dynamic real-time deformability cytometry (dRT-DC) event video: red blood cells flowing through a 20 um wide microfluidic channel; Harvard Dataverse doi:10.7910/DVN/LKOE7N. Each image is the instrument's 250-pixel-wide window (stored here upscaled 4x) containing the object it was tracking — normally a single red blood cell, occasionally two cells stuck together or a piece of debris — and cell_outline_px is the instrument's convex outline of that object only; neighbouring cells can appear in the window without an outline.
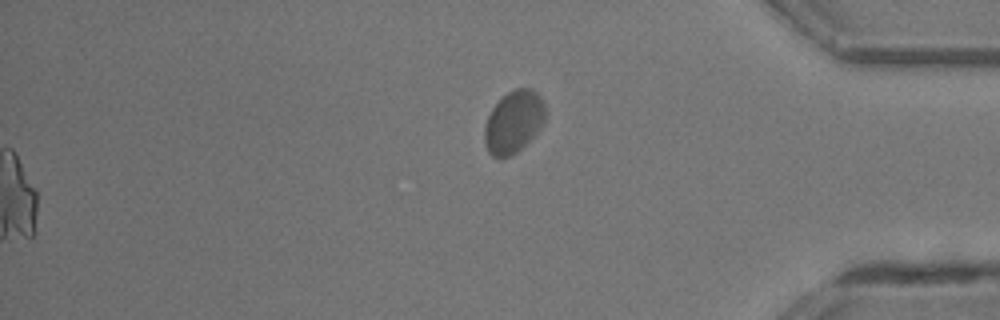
{"species": "common noctule bat (a hibernating species)", "species_latin": "Nyctalus noctula", "temperature_condition": "room temperature", "stored_images_in_passage": 36, "camera_frame_rate_fps": 3000, "um_per_image_px": 0.085, "animal": {"sex": "male", "body_mass_g": 13.3}, "frame": {"image": 1, "passage_image": 36, "time_ms": 11.667, "image_size_px": [1000, 320], "cell_outline_px": [[544, 124], [512, 156], [492, 156], [488, 152], [484, 144], [484, 124], [492, 108], [508, 92], [516, 88], [532, 88], [540, 96], [544, 104]], "centroid_in_image_um": [43.64, 10.35], "position_along_channel_um": 391.6, "area_um2": 21.79}}